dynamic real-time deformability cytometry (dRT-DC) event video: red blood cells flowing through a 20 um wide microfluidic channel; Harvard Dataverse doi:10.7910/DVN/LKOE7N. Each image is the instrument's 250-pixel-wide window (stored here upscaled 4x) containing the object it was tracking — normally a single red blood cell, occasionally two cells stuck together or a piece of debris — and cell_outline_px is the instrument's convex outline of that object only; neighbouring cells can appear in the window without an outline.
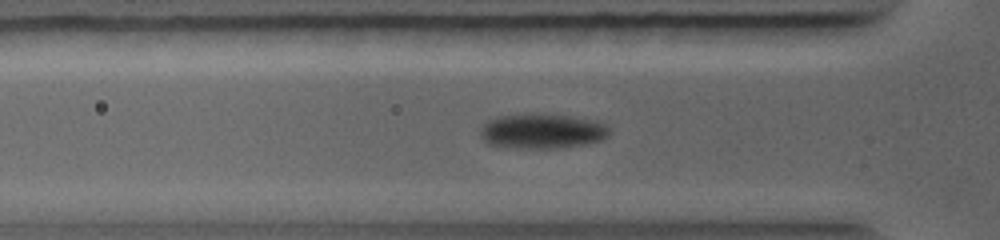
{"species": "common noctule bat (a hibernating species)", "species_latin": "Nyctalus noctula", "temperature_condition": "warm", "stored_images_in_passage": 36, "camera_frame_rate_fps": 5000, "um_per_image_px": 0.085, "animal": {"sex": "female", "body_mass_g": 19.0, "forearm_length_mm": 56.7}, "frame": {"image": 1, "passage_image": 7, "time_ms": 2.0, "image_size_px": [1000, 240], "cell_outline_px": [[608, 136], [600, 140], [584, 144], [556, 148], [516, 148], [488, 144], [480, 136], [480, 132], [484, 124], [488, 120], [496, 116], [524, 112], [544, 112], [572, 116], [596, 120], [604, 124], [608, 128]], "centroid_in_image_um": [46.04, 11.1], "position_along_channel_um": 79.8, "area_um2": 26.82}}
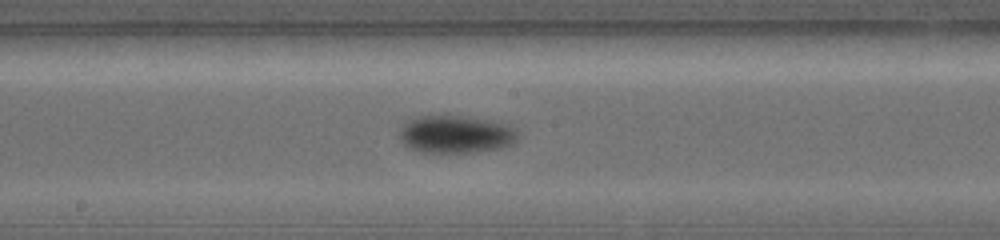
{"frame": {"image": 2, "passage_image": 15, "time_ms": 4.6, "image_size_px": [1000, 240], "cell_outline_px": [[516, 140], [512, 144], [500, 148], [472, 152], [424, 152], [408, 148], [404, 144], [400, 136], [400, 132], [404, 124], [408, 120], [420, 116], [460, 116], [492, 120], [508, 124], [516, 128]], "centroid_in_image_um": [38.76, 11.41], "position_along_channel_um": 209.4, "area_um2": 25.78}}
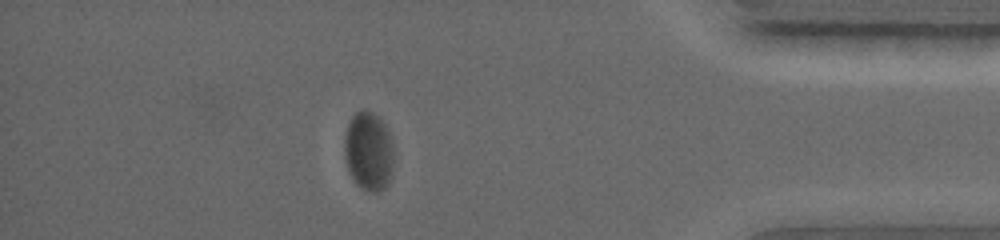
{"frame": {"image": 3, "passage_image": 28, "time_ms": 9.2, "image_size_px": [1000, 240], "cell_outline_px": [[392, 176], [388, 184], [380, 192], [372, 192], [360, 188], [352, 180], [348, 172], [344, 156], [344, 140], [348, 124], [352, 116], [356, 112], [364, 108], [372, 112], [388, 128], [392, 144]], "centroid_in_image_um": [31.31, 12.88], "position_along_channel_um": 403.9, "area_um2": 23.0}}